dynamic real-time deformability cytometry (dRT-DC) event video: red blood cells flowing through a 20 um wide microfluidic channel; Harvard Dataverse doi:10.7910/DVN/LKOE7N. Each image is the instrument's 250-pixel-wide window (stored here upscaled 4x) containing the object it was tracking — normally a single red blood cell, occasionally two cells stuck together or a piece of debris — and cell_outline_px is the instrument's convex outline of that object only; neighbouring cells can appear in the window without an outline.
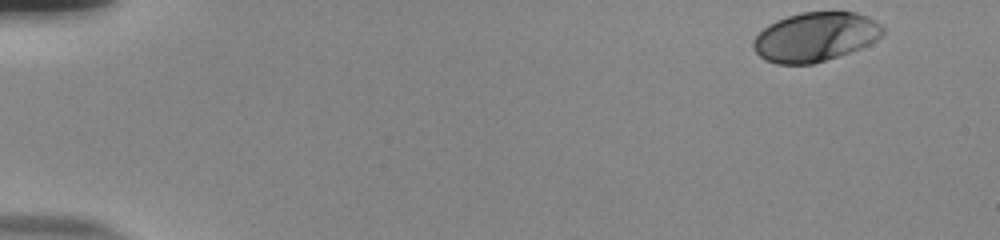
{"species": "human", "species_latin": "Homo sapiens", "temperature_condition": "room temperature", "stored_images_in_passage": 51, "camera_frame_rate_fps": 3000, "um_per_image_px": 0.085, "donor": {"sex": "male"}, "frame": {"image": 1, "passage_image": 1, "time_ms": 0.0, "image_size_px": [1000, 240], "cell_outline_px": [[884, 32], [876, 40], [860, 48], [812, 64], [776, 64], [764, 60], [756, 52], [752, 44], [752, 40], [768, 24], [776, 20], [800, 12], [856, 12], [868, 16], [876, 20], [884, 28]], "centroid_in_image_um": [69.28, 3.12], "position_along_channel_um": 15.7, "area_um2": 36.99}}
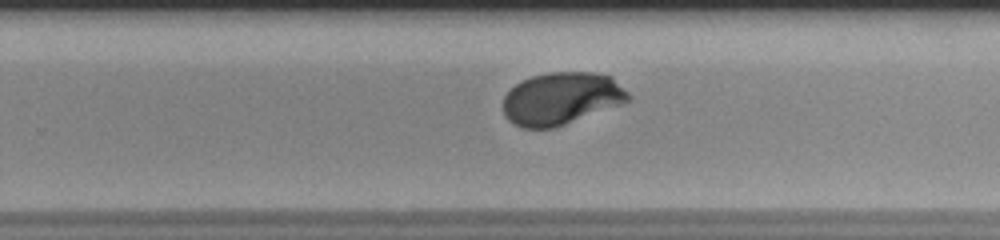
{"frame": {"image": 2, "passage_image": 33, "time_ms": 10.667, "image_size_px": [1000, 240], "cell_outline_px": [[632, 96], [628, 100], [620, 104], [564, 124], [552, 128], [524, 128], [508, 120], [504, 116], [504, 96], [516, 84], [532, 76], [552, 72], [596, 72], [612, 76]], "centroid_in_image_um": [47.72, 8.36], "position_along_channel_um": 282.1, "area_um2": 37.8}}
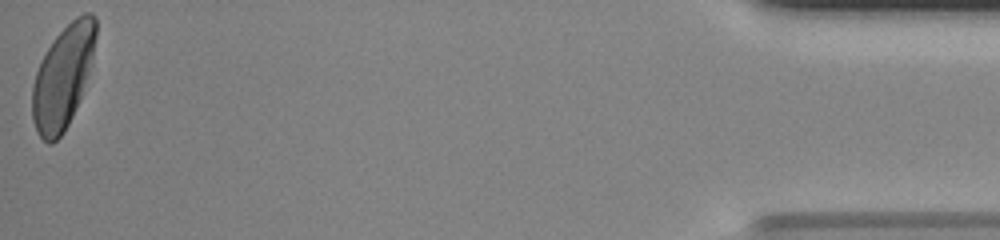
{"frame": {"image": 3, "passage_image": 51, "time_ms": 16.667, "image_size_px": [1000, 240], "cell_outline_px": [[96, 36], [92, 60], [80, 96], [72, 116], [64, 132], [52, 144], [48, 144], [36, 132], [32, 120], [32, 84], [36, 72], [52, 40], [76, 16], [84, 12], [92, 12], [96, 16]], "centroid_in_image_um": [5.34, 6.53], "position_along_channel_um": 429.9, "area_um2": 37.69}, "authors_computed_cell_mechanics": {"area_um2": 37.8012, "velocity_mm_per_s": 3.835, "shape_relaxation_time_tau1_ms": 3.0091, "shape_relaxation_time_tau2_ms": null, "deformation_change_tau1": 0.1445, "deformation_change_tau2": null}}